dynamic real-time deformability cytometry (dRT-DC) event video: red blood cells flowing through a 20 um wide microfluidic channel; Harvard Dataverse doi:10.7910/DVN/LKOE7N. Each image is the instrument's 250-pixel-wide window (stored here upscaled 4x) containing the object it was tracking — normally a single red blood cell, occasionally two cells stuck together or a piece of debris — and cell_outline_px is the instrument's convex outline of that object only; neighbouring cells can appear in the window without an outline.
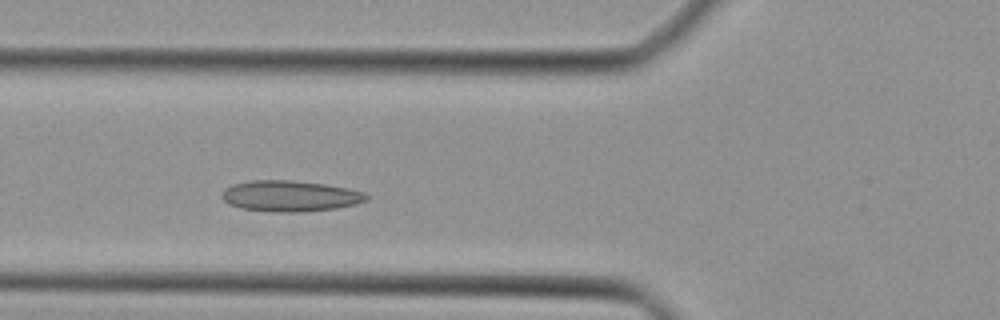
{"species": "Egyptian fruit bat (a non-hibernating species)", "species_latin": "Rousettus aegyptiacus", "temperature_condition": "cold", "stored_images_in_passage": 38, "camera_frame_rate_fps": 3000, "um_per_image_px": 0.085, "animal": {"sex": "female"}, "frame": {"image": 1, "passage_image": 10, "time_ms": 3.0, "image_size_px": [1000, 320], "cell_outline_px": [[368, 200], [356, 204], [336, 208], [300, 212], [280, 212], [240, 208], [228, 204], [220, 196], [232, 184], [252, 180], [288, 180], [324, 184], [348, 188], [364, 192], [368, 196]], "centroid_in_image_um": [24.67, 16.66], "position_along_channel_um": 101.1, "area_um2": 25.89}}
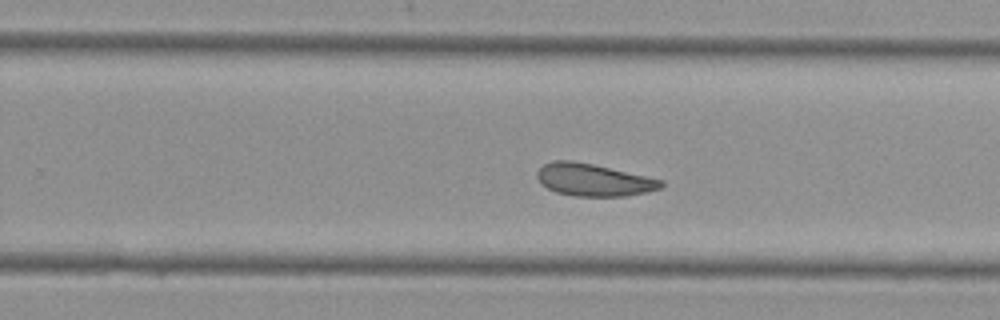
{"frame": {"image": 2, "passage_image": 22, "time_ms": 7.0, "image_size_px": [1000, 320], "cell_outline_px": [[664, 184], [660, 188], [648, 192], [628, 196], [572, 196], [556, 192], [540, 184], [536, 176], [536, 172], [544, 164], [552, 160], [572, 160], [592, 164], [664, 180]], "centroid_in_image_um": [50.43, 15.29], "position_along_channel_um": 279.4, "area_um2": 23.47}}
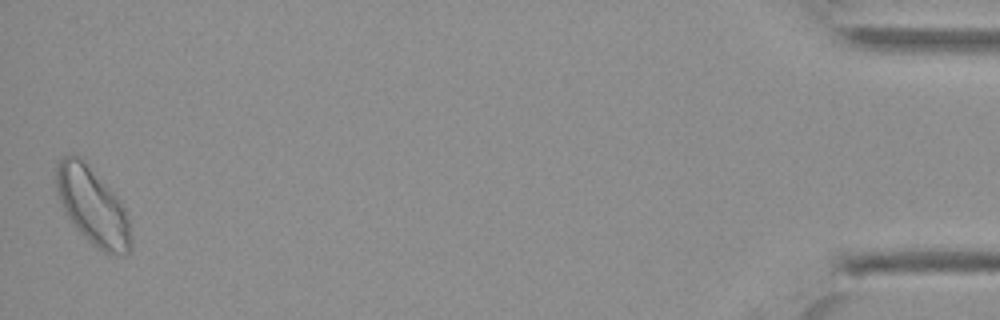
{"frame": {"image": 3, "passage_image": 38, "time_ms": 12.333, "image_size_px": [1000, 320], "cell_outline_px": [[132, 248], [124, 256], [104, 252], [96, 248], [80, 232], [68, 216], [60, 200], [56, 188], [56, 164], [64, 156], [72, 152], [84, 160], [120, 200], [128, 216], [132, 240]], "centroid_in_image_um": [7.89, 17.53], "position_along_channel_um": 427.3, "area_um2": 33.41}}